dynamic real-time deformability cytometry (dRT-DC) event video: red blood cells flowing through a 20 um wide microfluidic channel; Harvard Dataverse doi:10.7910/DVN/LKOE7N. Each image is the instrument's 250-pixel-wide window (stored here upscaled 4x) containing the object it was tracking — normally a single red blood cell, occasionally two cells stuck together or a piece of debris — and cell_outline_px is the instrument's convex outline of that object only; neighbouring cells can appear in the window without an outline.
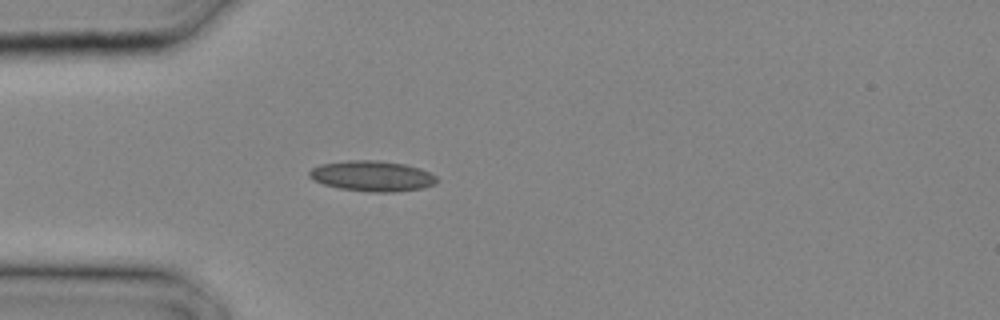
{"species": "common noctule bat (a hibernating species)", "species_latin": "Nyctalus noctula", "temperature_condition": "cold", "stored_images_in_passage": 11, "camera_frame_rate_fps": 3000, "um_per_image_px": 0.085, "animal": {"sex": "male", "body_mass_g": 20.4}, "frame": {"image": 1, "passage_image": 7, "time_ms": 2.0, "image_size_px": [1000, 320], "cell_outline_px": [[436, 184], [424, 188], [396, 192], [368, 192], [340, 188], [324, 184], [312, 180], [308, 176], [308, 172], [312, 168], [320, 164], [348, 160], [376, 160], [404, 164], [420, 168], [436, 176]], "centroid_in_image_um": [31.62, 14.97], "position_along_channel_um": 53.4, "area_um2": 22.77}}
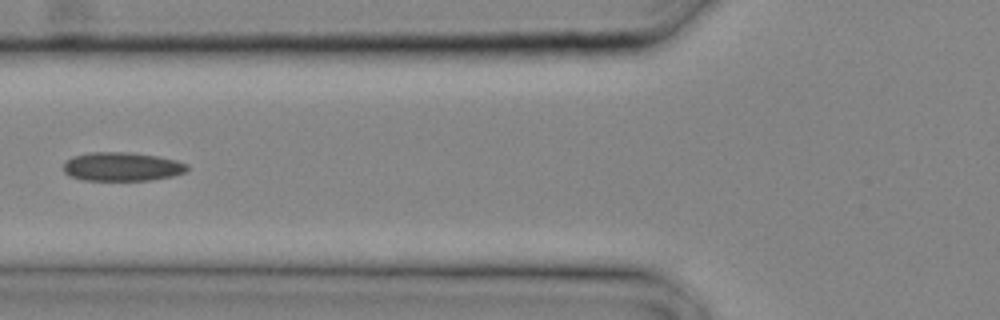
{"frame": {"image": 2, "passage_image": 10, "time_ms": 3.0, "image_size_px": [1000, 320], "cell_outline_px": [[188, 168], [184, 172], [172, 176], [152, 180], [84, 180], [72, 176], [64, 172], [64, 160], [72, 156], [92, 152], [128, 152], [156, 156], [176, 160], [188, 164]], "centroid_in_image_um": [10.36, 14.16], "position_along_channel_um": 115.4, "area_um2": 20.69}}